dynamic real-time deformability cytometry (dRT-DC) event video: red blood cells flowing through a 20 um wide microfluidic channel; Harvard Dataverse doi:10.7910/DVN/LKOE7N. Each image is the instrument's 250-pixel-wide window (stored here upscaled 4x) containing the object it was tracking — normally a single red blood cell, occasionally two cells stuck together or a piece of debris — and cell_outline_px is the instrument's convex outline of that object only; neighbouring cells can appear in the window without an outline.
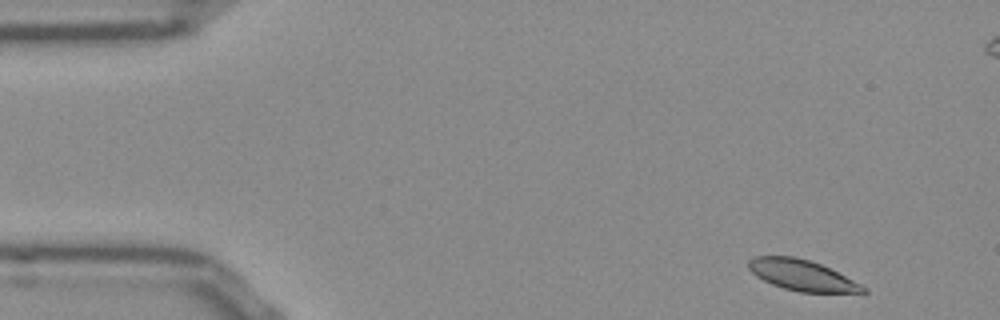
{"species": "Egyptian fruit bat (a non-hibernating species)", "species_latin": "Rousettus aegyptiacus", "temperature_condition": "room temperature", "stored_images_in_passage": 51, "camera_frame_rate_fps": 3000, "um_per_image_px": 0.085, "frame": {"image": 1, "passage_image": 2, "time_ms": 0.333, "image_size_px": [1000, 320], "cell_outline_px": [[868, 292], [864, 296], [800, 292], [784, 288], [772, 284], [756, 276], [748, 268], [748, 260], [756, 256], [792, 256], [808, 260], [820, 264], [868, 288]], "centroid_in_image_um": [68.29, 23.46], "position_along_channel_um": 16.7, "area_um2": 21.1}}
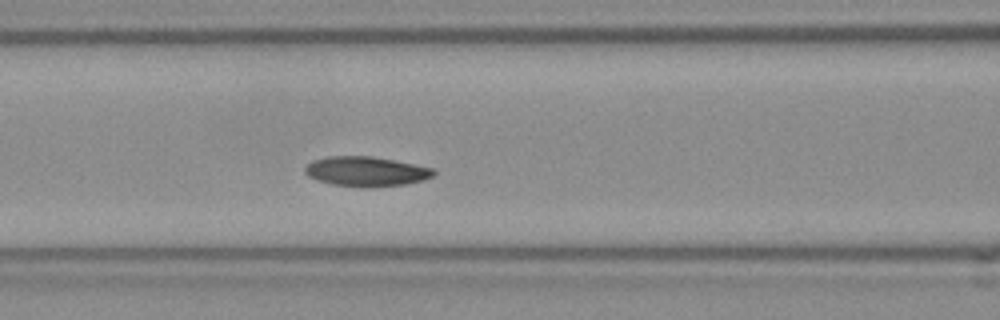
{"frame": {"image": 2, "passage_image": 19, "time_ms": 6.0, "image_size_px": [1000, 320], "cell_outline_px": [[436, 172], [432, 176], [424, 180], [408, 184], [372, 188], [364, 188], [332, 184], [316, 180], [308, 176], [304, 172], [304, 168], [312, 160], [328, 156], [372, 156], [432, 168]], "centroid_in_image_um": [31.09, 14.59], "position_along_channel_um": 135.5, "area_um2": 22.48}}
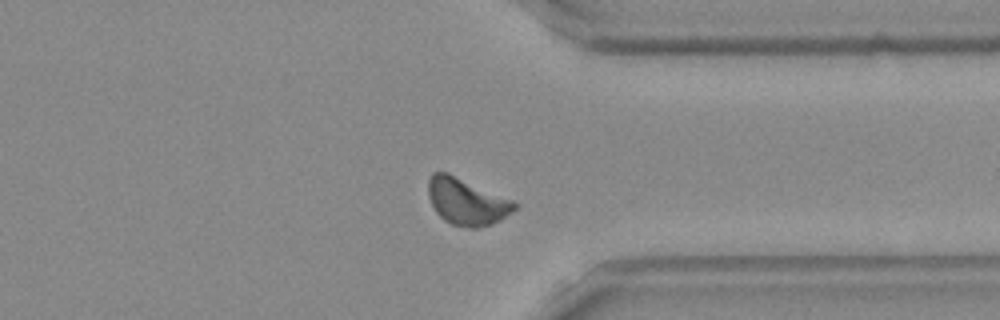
{"frame": {"image": 3, "passage_image": 38, "time_ms": 12.333, "image_size_px": [1000, 320], "cell_outline_px": [[516, 208], [512, 212], [500, 220], [492, 224], [476, 228], [468, 228], [452, 224], [444, 220], [436, 212], [428, 196], [428, 180], [432, 172], [448, 172], [512, 200], [516, 204]], "centroid_in_image_um": [39.64, 17.13], "position_along_channel_um": 371.8, "area_um2": 23.35}, "authors_computed_cell_mechanics": {"area_um2": 21.8484, "velocity_mm_per_s": 3.7921, "shape_relaxation_time_tau1_ms": 2.3936, "shape_relaxation_time_tau2_ms": null, "deformation_change_tau1": 0.0722, "deformation_change_tau2": null}}